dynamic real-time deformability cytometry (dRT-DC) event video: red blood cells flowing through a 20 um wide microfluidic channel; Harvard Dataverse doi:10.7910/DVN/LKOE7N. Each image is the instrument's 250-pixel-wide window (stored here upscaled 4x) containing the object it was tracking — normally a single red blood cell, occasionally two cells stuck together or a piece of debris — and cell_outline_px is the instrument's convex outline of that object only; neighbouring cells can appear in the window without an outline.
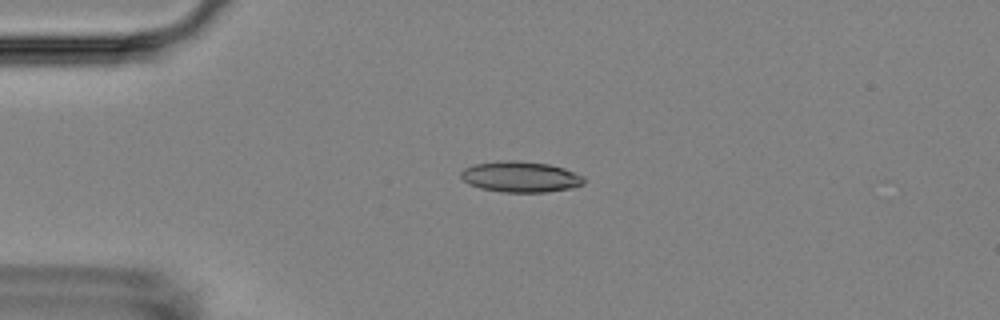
{"species": "Egyptian fruit bat (a non-hibernating species)", "species_latin": "Rousettus aegyptiacus", "temperature_condition": "room temperature", "stored_images_in_passage": 5, "camera_frame_rate_fps": 3000, "um_per_image_px": 0.085, "animal": {"sex": "female"}, "frame": {"image": 1, "passage_image": 4, "time_ms": 3.333, "image_size_px": [1000, 320], "cell_outline_px": [[584, 184], [572, 188], [548, 192], [504, 192], [480, 188], [468, 184], [460, 176], [460, 172], [464, 168], [476, 164], [500, 160], [520, 160], [548, 164], [564, 168], [584, 176]], "centroid_in_image_um": [44.25, 15.02], "position_along_channel_um": 40.8, "area_um2": 22.25}}